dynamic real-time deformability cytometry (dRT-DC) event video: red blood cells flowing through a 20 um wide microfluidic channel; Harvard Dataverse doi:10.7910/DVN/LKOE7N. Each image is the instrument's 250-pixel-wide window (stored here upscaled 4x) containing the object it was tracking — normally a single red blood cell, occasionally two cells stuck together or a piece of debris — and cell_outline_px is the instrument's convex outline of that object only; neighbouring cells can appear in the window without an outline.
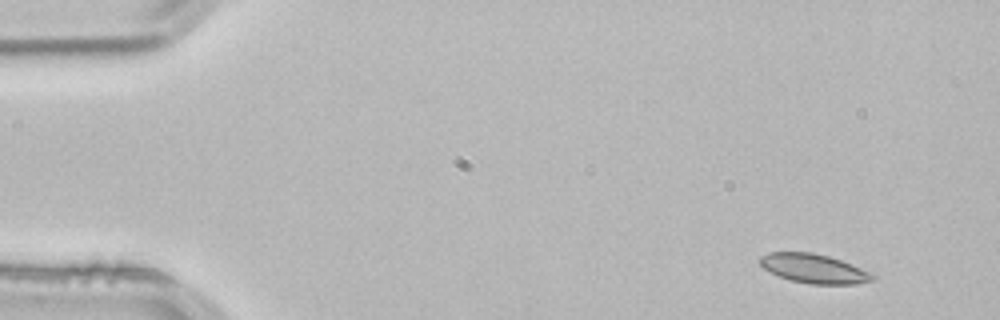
{"species": "common noctule bat (a hibernating species)", "species_latin": "Nyctalus noctula", "temperature_condition": "room temperature", "stored_images_in_passage": 53, "camera_frame_rate_fps": 3000, "um_per_image_px": 0.085, "animal": {"sex": "male", "body_mass_g": 21.5, "forearm_length_mm": 52.0}, "frame": {"image": 1, "passage_image": 4, "time_ms": 1.0, "image_size_px": [1000, 320], "cell_outline_px": [[876, 280], [856, 284], [812, 284], [788, 280], [764, 268], [760, 264], [760, 256], [768, 252], [812, 252], [828, 256], [840, 260], [872, 272], [876, 276]], "centroid_in_image_um": [69.22, 22.83], "position_along_channel_um": 15.8, "area_um2": 19.19}}
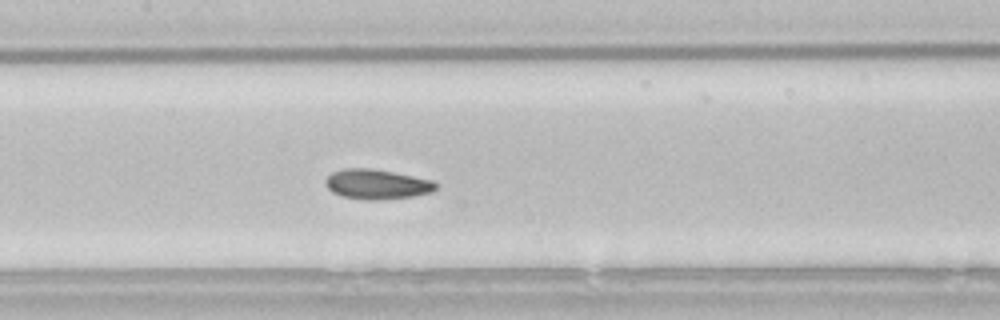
{"frame": {"image": 2, "passage_image": 25, "time_ms": 8.0, "image_size_px": [1000, 320], "cell_outline_px": [[440, 184], [432, 192], [412, 196], [380, 200], [364, 200], [344, 196], [332, 192], [324, 184], [324, 180], [332, 172], [344, 168], [372, 168], [432, 180]], "centroid_in_image_um": [32.02, 15.66], "position_along_channel_um": 175.4, "area_um2": 19.25}}
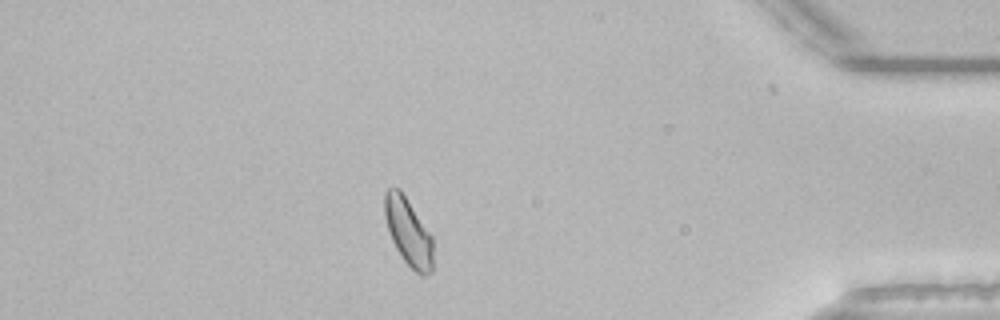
{"frame": {"image": 3, "passage_image": 46, "time_ms": 15.0, "image_size_px": [1000, 320], "cell_outline_px": [[432, 272], [424, 276], [420, 276], [404, 260], [396, 248], [392, 240], [384, 216], [384, 192], [388, 188], [400, 188], [432, 236]], "centroid_in_image_um": [34.7, 19.7], "position_along_channel_um": 400.5, "area_um2": 18.9}, "authors_computed_cell_mechanics": {"area_um2": 19.1318, "velocity_mm_per_s": 3.8182, "shape_relaxation_time_tau1_ms": 2.5025, "shape_relaxation_time_tau2_ms": 2.0904, "deformation_change_tau1": 0.1013, "deformation_change_tau2": 0.066}}